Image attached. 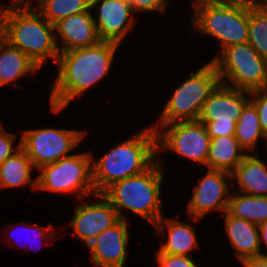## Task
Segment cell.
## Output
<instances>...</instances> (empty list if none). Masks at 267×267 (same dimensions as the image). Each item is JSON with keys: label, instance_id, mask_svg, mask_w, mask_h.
Wrapping results in <instances>:
<instances>
[{"label": "cell", "instance_id": "cell-4", "mask_svg": "<svg viewBox=\"0 0 267 267\" xmlns=\"http://www.w3.org/2000/svg\"><path fill=\"white\" fill-rule=\"evenodd\" d=\"M54 25L32 7H11L8 42L24 52L42 69L47 58L55 63L60 54Z\"/></svg>", "mask_w": 267, "mask_h": 267}, {"label": "cell", "instance_id": "cell-7", "mask_svg": "<svg viewBox=\"0 0 267 267\" xmlns=\"http://www.w3.org/2000/svg\"><path fill=\"white\" fill-rule=\"evenodd\" d=\"M211 61L222 84L248 92L267 89V60L249 43L228 46Z\"/></svg>", "mask_w": 267, "mask_h": 267}, {"label": "cell", "instance_id": "cell-37", "mask_svg": "<svg viewBox=\"0 0 267 267\" xmlns=\"http://www.w3.org/2000/svg\"><path fill=\"white\" fill-rule=\"evenodd\" d=\"M254 1L261 9L267 11V0H254Z\"/></svg>", "mask_w": 267, "mask_h": 267}, {"label": "cell", "instance_id": "cell-36", "mask_svg": "<svg viewBox=\"0 0 267 267\" xmlns=\"http://www.w3.org/2000/svg\"><path fill=\"white\" fill-rule=\"evenodd\" d=\"M11 7H32V1L29 0H11Z\"/></svg>", "mask_w": 267, "mask_h": 267}, {"label": "cell", "instance_id": "cell-12", "mask_svg": "<svg viewBox=\"0 0 267 267\" xmlns=\"http://www.w3.org/2000/svg\"><path fill=\"white\" fill-rule=\"evenodd\" d=\"M208 172L194 188L188 203V216L196 221L212 210L226 212L230 199V187L227 179H232L229 172L207 169Z\"/></svg>", "mask_w": 267, "mask_h": 267}, {"label": "cell", "instance_id": "cell-33", "mask_svg": "<svg viewBox=\"0 0 267 267\" xmlns=\"http://www.w3.org/2000/svg\"><path fill=\"white\" fill-rule=\"evenodd\" d=\"M34 229V230H36L35 232H36V237H38V239H45V237L48 235V236H51V237H54V236H56V238H57V233L55 234L52 230H53V224H49V226H46V227H43V225L41 226V225H31V226H29L28 224L26 225V229ZM54 235V236H53ZM39 236H40V238H39ZM45 236V237H44ZM43 237V238H42ZM12 238V237H11ZM36 251L38 250V249H35ZM34 251V250H33Z\"/></svg>", "mask_w": 267, "mask_h": 267}, {"label": "cell", "instance_id": "cell-5", "mask_svg": "<svg viewBox=\"0 0 267 267\" xmlns=\"http://www.w3.org/2000/svg\"><path fill=\"white\" fill-rule=\"evenodd\" d=\"M220 83L217 69L210 60L178 85L164 105L158 124L198 120L204 102Z\"/></svg>", "mask_w": 267, "mask_h": 267}, {"label": "cell", "instance_id": "cell-38", "mask_svg": "<svg viewBox=\"0 0 267 267\" xmlns=\"http://www.w3.org/2000/svg\"><path fill=\"white\" fill-rule=\"evenodd\" d=\"M265 140H266V148H267V135H266V137H265Z\"/></svg>", "mask_w": 267, "mask_h": 267}, {"label": "cell", "instance_id": "cell-21", "mask_svg": "<svg viewBox=\"0 0 267 267\" xmlns=\"http://www.w3.org/2000/svg\"><path fill=\"white\" fill-rule=\"evenodd\" d=\"M41 69L19 48L12 46L9 42L0 48V87L13 83L24 75H33Z\"/></svg>", "mask_w": 267, "mask_h": 267}, {"label": "cell", "instance_id": "cell-26", "mask_svg": "<svg viewBox=\"0 0 267 267\" xmlns=\"http://www.w3.org/2000/svg\"><path fill=\"white\" fill-rule=\"evenodd\" d=\"M248 43L267 60V11L249 0Z\"/></svg>", "mask_w": 267, "mask_h": 267}, {"label": "cell", "instance_id": "cell-9", "mask_svg": "<svg viewBox=\"0 0 267 267\" xmlns=\"http://www.w3.org/2000/svg\"><path fill=\"white\" fill-rule=\"evenodd\" d=\"M151 127L157 134V154L168 150L206 165L211 137L202 122L199 120L181 121L154 124Z\"/></svg>", "mask_w": 267, "mask_h": 267}, {"label": "cell", "instance_id": "cell-28", "mask_svg": "<svg viewBox=\"0 0 267 267\" xmlns=\"http://www.w3.org/2000/svg\"><path fill=\"white\" fill-rule=\"evenodd\" d=\"M15 137V134L4 131L0 122V164L21 148V141L13 146Z\"/></svg>", "mask_w": 267, "mask_h": 267}, {"label": "cell", "instance_id": "cell-35", "mask_svg": "<svg viewBox=\"0 0 267 267\" xmlns=\"http://www.w3.org/2000/svg\"><path fill=\"white\" fill-rule=\"evenodd\" d=\"M260 233V244L265 243L267 248V220L258 225ZM261 256L267 257V254H261Z\"/></svg>", "mask_w": 267, "mask_h": 267}, {"label": "cell", "instance_id": "cell-3", "mask_svg": "<svg viewBox=\"0 0 267 267\" xmlns=\"http://www.w3.org/2000/svg\"><path fill=\"white\" fill-rule=\"evenodd\" d=\"M160 158L144 172L125 178L108 187L102 195L116 209L120 219L127 209L154 225L163 215L160 193L164 180Z\"/></svg>", "mask_w": 267, "mask_h": 267}, {"label": "cell", "instance_id": "cell-31", "mask_svg": "<svg viewBox=\"0 0 267 267\" xmlns=\"http://www.w3.org/2000/svg\"><path fill=\"white\" fill-rule=\"evenodd\" d=\"M10 14L9 5L0 4V48L8 42V20Z\"/></svg>", "mask_w": 267, "mask_h": 267}, {"label": "cell", "instance_id": "cell-34", "mask_svg": "<svg viewBox=\"0 0 267 267\" xmlns=\"http://www.w3.org/2000/svg\"><path fill=\"white\" fill-rule=\"evenodd\" d=\"M244 267H267V257L256 256L248 257L241 260Z\"/></svg>", "mask_w": 267, "mask_h": 267}, {"label": "cell", "instance_id": "cell-32", "mask_svg": "<svg viewBox=\"0 0 267 267\" xmlns=\"http://www.w3.org/2000/svg\"><path fill=\"white\" fill-rule=\"evenodd\" d=\"M235 0H194L191 4L194 7V13L202 8L210 6H219L232 3Z\"/></svg>", "mask_w": 267, "mask_h": 267}, {"label": "cell", "instance_id": "cell-20", "mask_svg": "<svg viewBox=\"0 0 267 267\" xmlns=\"http://www.w3.org/2000/svg\"><path fill=\"white\" fill-rule=\"evenodd\" d=\"M246 155L234 135L213 137L205 166L208 169L232 173Z\"/></svg>", "mask_w": 267, "mask_h": 267}, {"label": "cell", "instance_id": "cell-10", "mask_svg": "<svg viewBox=\"0 0 267 267\" xmlns=\"http://www.w3.org/2000/svg\"><path fill=\"white\" fill-rule=\"evenodd\" d=\"M249 101L250 92L220 83L204 102L198 120L211 138L235 135L236 122Z\"/></svg>", "mask_w": 267, "mask_h": 267}, {"label": "cell", "instance_id": "cell-15", "mask_svg": "<svg viewBox=\"0 0 267 267\" xmlns=\"http://www.w3.org/2000/svg\"><path fill=\"white\" fill-rule=\"evenodd\" d=\"M128 223L120 219L87 246L95 267H124L129 244Z\"/></svg>", "mask_w": 267, "mask_h": 267}, {"label": "cell", "instance_id": "cell-25", "mask_svg": "<svg viewBox=\"0 0 267 267\" xmlns=\"http://www.w3.org/2000/svg\"><path fill=\"white\" fill-rule=\"evenodd\" d=\"M33 7L54 25L71 15L90 11L91 0H36Z\"/></svg>", "mask_w": 267, "mask_h": 267}, {"label": "cell", "instance_id": "cell-22", "mask_svg": "<svg viewBox=\"0 0 267 267\" xmlns=\"http://www.w3.org/2000/svg\"><path fill=\"white\" fill-rule=\"evenodd\" d=\"M36 167L26 152L20 148L0 164V189L15 188L30 184L37 190V177L31 178L32 169Z\"/></svg>", "mask_w": 267, "mask_h": 267}, {"label": "cell", "instance_id": "cell-1", "mask_svg": "<svg viewBox=\"0 0 267 267\" xmlns=\"http://www.w3.org/2000/svg\"><path fill=\"white\" fill-rule=\"evenodd\" d=\"M119 44L99 41L93 46L60 52L55 82L51 84L50 107L55 113L102 80L110 72Z\"/></svg>", "mask_w": 267, "mask_h": 267}, {"label": "cell", "instance_id": "cell-23", "mask_svg": "<svg viewBox=\"0 0 267 267\" xmlns=\"http://www.w3.org/2000/svg\"><path fill=\"white\" fill-rule=\"evenodd\" d=\"M234 136L247 154L256 153L254 149L259 139L265 140L266 136L261 129L257 109L251 101L245 105L236 122Z\"/></svg>", "mask_w": 267, "mask_h": 267}, {"label": "cell", "instance_id": "cell-30", "mask_svg": "<svg viewBox=\"0 0 267 267\" xmlns=\"http://www.w3.org/2000/svg\"><path fill=\"white\" fill-rule=\"evenodd\" d=\"M131 3L133 12H165L168 0H126Z\"/></svg>", "mask_w": 267, "mask_h": 267}, {"label": "cell", "instance_id": "cell-13", "mask_svg": "<svg viewBox=\"0 0 267 267\" xmlns=\"http://www.w3.org/2000/svg\"><path fill=\"white\" fill-rule=\"evenodd\" d=\"M97 9H96V8ZM100 41H109L121 45L134 25V12L131 3L126 0H91V9Z\"/></svg>", "mask_w": 267, "mask_h": 267}, {"label": "cell", "instance_id": "cell-19", "mask_svg": "<svg viewBox=\"0 0 267 267\" xmlns=\"http://www.w3.org/2000/svg\"><path fill=\"white\" fill-rule=\"evenodd\" d=\"M231 175L238 193L267 197V165L257 153L247 154Z\"/></svg>", "mask_w": 267, "mask_h": 267}, {"label": "cell", "instance_id": "cell-17", "mask_svg": "<svg viewBox=\"0 0 267 267\" xmlns=\"http://www.w3.org/2000/svg\"><path fill=\"white\" fill-rule=\"evenodd\" d=\"M153 226L156 230V234L166 237L168 233L166 242L160 245L157 253L189 256V252L198 248L199 244L195 229L189 223L181 222L173 218L165 219L164 216H162Z\"/></svg>", "mask_w": 267, "mask_h": 267}, {"label": "cell", "instance_id": "cell-2", "mask_svg": "<svg viewBox=\"0 0 267 267\" xmlns=\"http://www.w3.org/2000/svg\"><path fill=\"white\" fill-rule=\"evenodd\" d=\"M158 157L157 134L150 126L115 145L102 157L92 158L96 194H102L118 181L144 172Z\"/></svg>", "mask_w": 267, "mask_h": 267}, {"label": "cell", "instance_id": "cell-8", "mask_svg": "<svg viewBox=\"0 0 267 267\" xmlns=\"http://www.w3.org/2000/svg\"><path fill=\"white\" fill-rule=\"evenodd\" d=\"M92 154L83 152L72 154L38 169L37 190L54 193H78L85 197L96 194L92 181Z\"/></svg>", "mask_w": 267, "mask_h": 267}, {"label": "cell", "instance_id": "cell-18", "mask_svg": "<svg viewBox=\"0 0 267 267\" xmlns=\"http://www.w3.org/2000/svg\"><path fill=\"white\" fill-rule=\"evenodd\" d=\"M225 230L229 241L241 261L248 257L261 256L260 233L257 224L225 213Z\"/></svg>", "mask_w": 267, "mask_h": 267}, {"label": "cell", "instance_id": "cell-16", "mask_svg": "<svg viewBox=\"0 0 267 267\" xmlns=\"http://www.w3.org/2000/svg\"><path fill=\"white\" fill-rule=\"evenodd\" d=\"M54 29L56 42L59 37L61 40V44L57 43L59 52L93 46L100 41L91 10L58 21Z\"/></svg>", "mask_w": 267, "mask_h": 267}, {"label": "cell", "instance_id": "cell-27", "mask_svg": "<svg viewBox=\"0 0 267 267\" xmlns=\"http://www.w3.org/2000/svg\"><path fill=\"white\" fill-rule=\"evenodd\" d=\"M250 101L255 105L261 129L267 135V89L250 92Z\"/></svg>", "mask_w": 267, "mask_h": 267}, {"label": "cell", "instance_id": "cell-29", "mask_svg": "<svg viewBox=\"0 0 267 267\" xmlns=\"http://www.w3.org/2000/svg\"><path fill=\"white\" fill-rule=\"evenodd\" d=\"M156 257L159 267H197L189 256L157 253Z\"/></svg>", "mask_w": 267, "mask_h": 267}, {"label": "cell", "instance_id": "cell-24", "mask_svg": "<svg viewBox=\"0 0 267 267\" xmlns=\"http://www.w3.org/2000/svg\"><path fill=\"white\" fill-rule=\"evenodd\" d=\"M227 212L259 225L267 220V197L238 194L235 191L230 195Z\"/></svg>", "mask_w": 267, "mask_h": 267}, {"label": "cell", "instance_id": "cell-6", "mask_svg": "<svg viewBox=\"0 0 267 267\" xmlns=\"http://www.w3.org/2000/svg\"><path fill=\"white\" fill-rule=\"evenodd\" d=\"M193 15V32L219 40L220 51L228 46L248 43L249 0H235L225 5L205 7Z\"/></svg>", "mask_w": 267, "mask_h": 267}, {"label": "cell", "instance_id": "cell-11", "mask_svg": "<svg viewBox=\"0 0 267 267\" xmlns=\"http://www.w3.org/2000/svg\"><path fill=\"white\" fill-rule=\"evenodd\" d=\"M84 130L38 128L22 132L21 148L26 152L38 170L69 154L85 136Z\"/></svg>", "mask_w": 267, "mask_h": 267}, {"label": "cell", "instance_id": "cell-14", "mask_svg": "<svg viewBox=\"0 0 267 267\" xmlns=\"http://www.w3.org/2000/svg\"><path fill=\"white\" fill-rule=\"evenodd\" d=\"M94 197L101 199L94 204L77 205L70 221L74 236L86 245L120 220L116 209L102 194Z\"/></svg>", "mask_w": 267, "mask_h": 267}]
</instances>
